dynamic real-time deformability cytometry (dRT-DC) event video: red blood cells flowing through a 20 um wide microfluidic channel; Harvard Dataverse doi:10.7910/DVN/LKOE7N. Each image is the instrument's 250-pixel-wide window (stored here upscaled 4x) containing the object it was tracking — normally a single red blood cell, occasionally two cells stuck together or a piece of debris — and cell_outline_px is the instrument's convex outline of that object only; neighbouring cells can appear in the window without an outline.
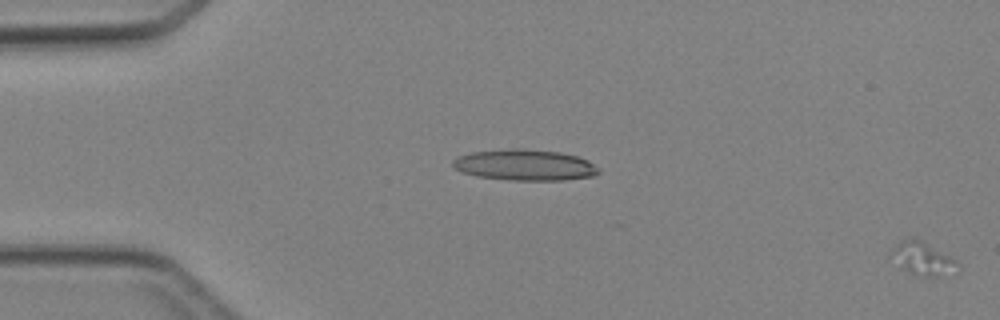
{"species": "Egyptian fruit bat (a non-hibernating species)", "species_latin": "Rousettus aegyptiacus", "temperature_condition": "cold", "stored_images_in_passage": 16, "camera_frame_rate_fps": 3000, "um_per_image_px": 0.085, "animal": {"sex": "female"}, "frame": {"image": 1, "passage_image": 1, "time_ms": 0.0, "image_size_px": [1000, 320], "cell_outline_px": [[960, 272], [932, 276], [920, 276], [900, 268], [892, 252], [892, 248], [900, 240], [920, 240], [956, 260], [960, 264]], "centroid_in_image_um": [78.5, 22.02], "position_along_channel_um": 6.5, "area_um2": 12.31}}